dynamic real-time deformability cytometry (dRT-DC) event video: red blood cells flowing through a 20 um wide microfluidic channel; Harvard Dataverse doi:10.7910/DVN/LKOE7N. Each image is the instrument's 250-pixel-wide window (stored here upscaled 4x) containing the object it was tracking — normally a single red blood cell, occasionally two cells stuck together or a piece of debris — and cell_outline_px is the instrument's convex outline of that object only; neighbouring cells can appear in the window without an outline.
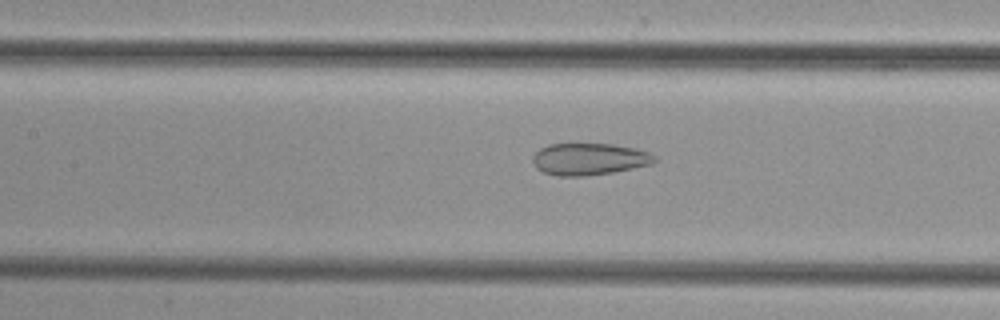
{"species": "common noctule bat (a hibernating species)", "species_latin": "Nyctalus noctula", "temperature_condition": "cold", "stored_images_in_passage": 36, "camera_frame_rate_fps": 3000, "um_per_image_px": 0.085, "animal": {"sex": "female", "body_mass_g": 29.2, "forearm_length_mm": 56.3}, "frame": {"image": 1, "passage_image": 9, "time_ms": 2.667, "image_size_px": [1000, 320], "cell_outline_px": [[656, 160], [652, 164], [612, 172], [584, 176], [556, 176], [544, 172], [536, 168], [532, 160], [532, 156], [540, 148], [548, 144], [612, 144], [636, 148], [648, 152], [656, 156]], "centroid_in_image_um": [50.06, 13.52], "position_along_channel_um": 157.3, "area_um2": 22.66}}
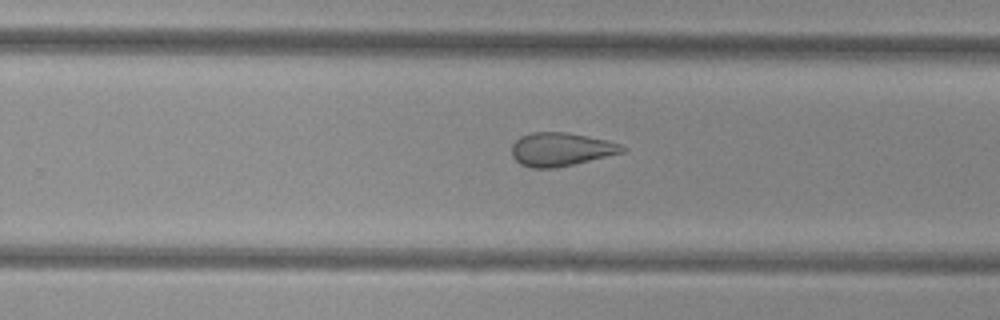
{"frame": {"image": 2, "passage_image": 18, "time_ms": 5.667, "image_size_px": [1000, 320], "cell_outline_px": [[628, 148], [624, 152], [556, 168], [532, 168], [520, 164], [512, 156], [512, 144], [520, 136], [532, 132], [568, 132], [588, 136], [620, 144]], "centroid_in_image_um": [47.66, 12.69], "position_along_channel_um": 282.1, "area_um2": 21.5}}
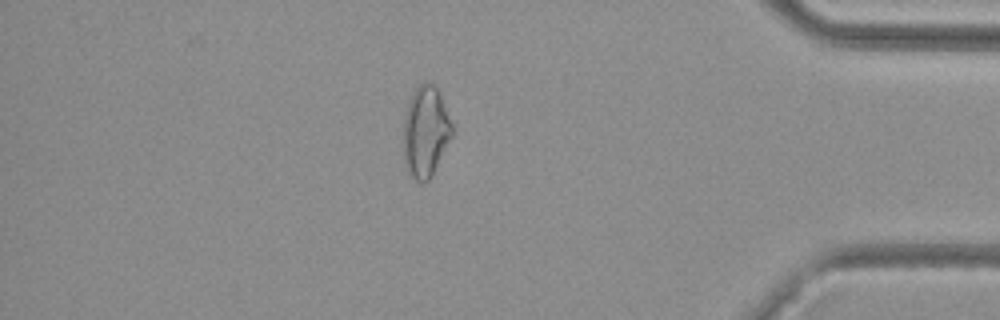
{"frame": {"image": 3, "passage_image": 29, "time_ms": 9.333, "image_size_px": [1000, 320], "cell_outline_px": [[456, 132], [432, 176], [424, 184], [416, 180], [404, 168], [404, 116], [408, 100], [412, 92], [424, 80], [428, 80], [436, 84]], "centroid_in_image_um": [36.2, 11.17], "position_along_channel_um": 399.0, "area_um2": 26.7}}